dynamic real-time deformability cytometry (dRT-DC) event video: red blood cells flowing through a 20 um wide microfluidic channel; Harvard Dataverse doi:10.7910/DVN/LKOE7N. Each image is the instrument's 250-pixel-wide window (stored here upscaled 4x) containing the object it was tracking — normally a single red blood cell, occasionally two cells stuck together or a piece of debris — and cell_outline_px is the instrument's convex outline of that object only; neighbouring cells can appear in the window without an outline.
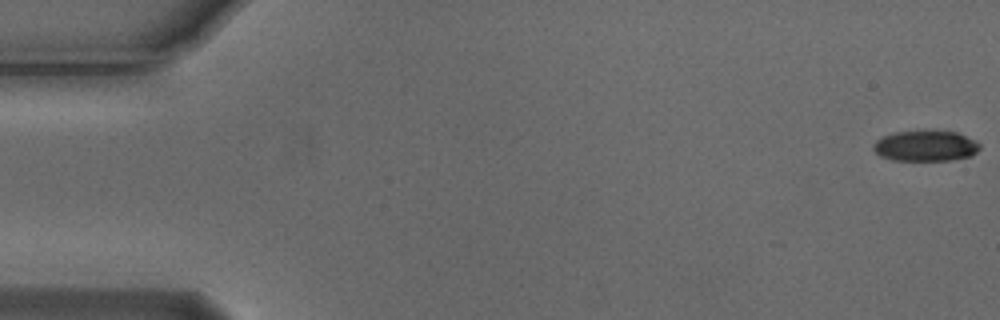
{"species": "Egyptian fruit bat (a non-hibernating species)", "species_latin": "Rousettus aegyptiacus", "temperature_condition": "cold", "stored_images_in_passage": 11, "camera_frame_rate_fps": 3000, "um_per_image_px": 0.085, "animal": {"sex": "male"}, "frame": {"image": 1, "passage_image": 1, "time_ms": 0.0, "image_size_px": [1000, 320], "cell_outline_px": [[980, 148], [972, 156], [948, 160], [892, 160], [880, 156], [872, 148], [872, 144], [876, 140], [884, 136], [896, 132], [932, 128], [956, 132], [976, 140], [980, 144]], "centroid_in_image_um": [78.68, 12.36], "position_along_channel_um": 6.3, "area_um2": 19.59}}